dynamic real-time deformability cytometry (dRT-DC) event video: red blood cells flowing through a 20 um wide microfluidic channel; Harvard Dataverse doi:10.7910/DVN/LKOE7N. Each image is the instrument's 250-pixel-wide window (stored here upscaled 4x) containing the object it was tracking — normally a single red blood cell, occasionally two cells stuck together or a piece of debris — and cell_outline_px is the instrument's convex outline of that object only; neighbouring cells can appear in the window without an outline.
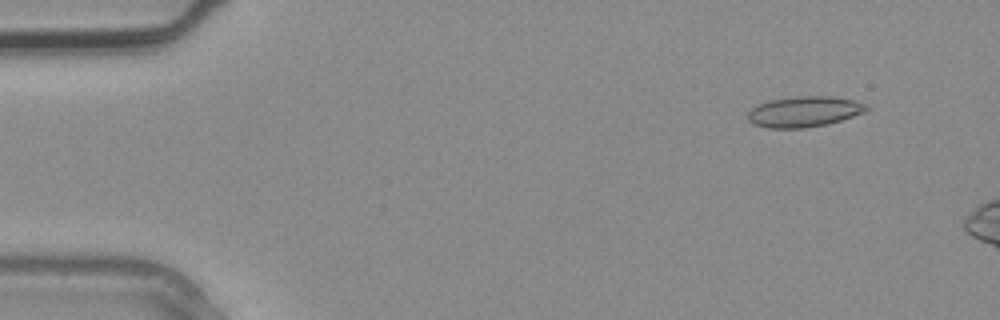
{"species": "common noctule bat (a hibernating species)", "species_latin": "Nyctalus noctula", "temperature_condition": "warm", "stored_images_in_passage": 2, "camera_frame_rate_fps": 3000, "um_per_image_px": 0.085, "animal": {"sex": "male", "body_mass_g": 20.4}, "frame": {"image": 1, "passage_image": 2, "time_ms": 0.333, "image_size_px": [1000, 320], "cell_outline_px": [[872, 108], [864, 112], [828, 124], [804, 128], [768, 128], [752, 124], [748, 120], [748, 112], [752, 108], [768, 100], [796, 96], [832, 96], [852, 100], [868, 104]], "centroid_in_image_um": [68.36, 9.49], "position_along_channel_um": 16.6, "area_um2": 21.27}}